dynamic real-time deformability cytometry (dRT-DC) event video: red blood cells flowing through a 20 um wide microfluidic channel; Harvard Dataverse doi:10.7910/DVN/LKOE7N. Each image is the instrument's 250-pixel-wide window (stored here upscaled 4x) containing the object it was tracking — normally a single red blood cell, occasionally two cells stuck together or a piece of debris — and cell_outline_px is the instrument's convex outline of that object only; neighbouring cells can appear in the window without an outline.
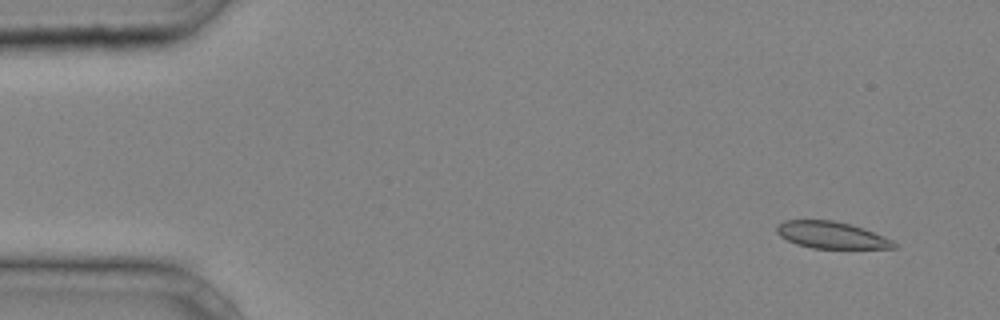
{"species": "common noctule bat (a hibernating species)", "species_latin": "Nyctalus noctula", "temperature_condition": "cold", "stored_images_in_passage": 41, "camera_frame_rate_fps": 3000, "um_per_image_px": 0.085, "animal": {"sex": "male", "body_mass_g": 20.4}, "frame": {"image": 1, "passage_image": 3, "time_ms": 0.667, "image_size_px": [1000, 320], "cell_outline_px": [[896, 248], [812, 248], [796, 244], [780, 236], [776, 232], [776, 224], [784, 220], [832, 220], [852, 224], [864, 228], [884, 236], [892, 240], [896, 244]], "centroid_in_image_um": [70.65, 19.97], "position_along_channel_um": 14.4, "area_um2": 18.38}}
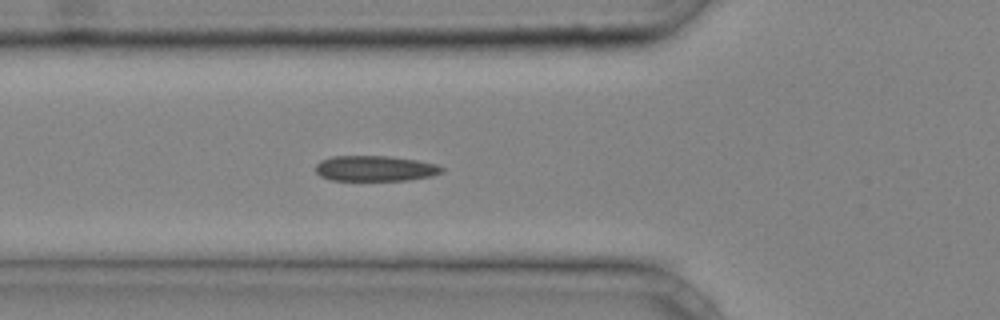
{"frame": {"image": 2, "passage_image": 15, "time_ms": 4.667, "image_size_px": [1000, 320], "cell_outline_px": [[444, 172], [432, 176], [408, 180], [332, 180], [320, 176], [316, 172], [316, 164], [320, 160], [332, 156], [392, 156], [416, 160], [436, 164], [444, 168]], "centroid_in_image_um": [31.89, 14.31], "position_along_channel_um": 93.9, "area_um2": 18.84}}
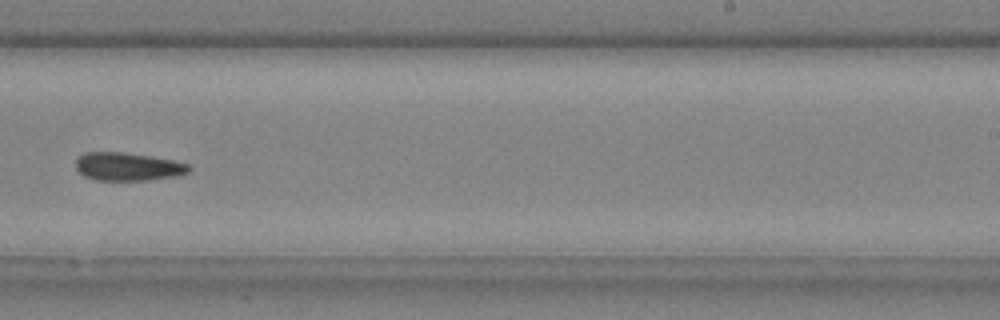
{"frame": {"image": 3, "passage_image": 27, "time_ms": 8.667, "image_size_px": [1000, 320], "cell_outline_px": [[192, 172], [180, 176], [148, 180], [96, 180], [84, 176], [76, 168], [76, 160], [84, 152], [124, 152], [176, 160], [188, 164], [192, 168]], "centroid_in_image_um": [10.94, 14.16], "position_along_channel_um": 278.1, "area_um2": 18.84}}